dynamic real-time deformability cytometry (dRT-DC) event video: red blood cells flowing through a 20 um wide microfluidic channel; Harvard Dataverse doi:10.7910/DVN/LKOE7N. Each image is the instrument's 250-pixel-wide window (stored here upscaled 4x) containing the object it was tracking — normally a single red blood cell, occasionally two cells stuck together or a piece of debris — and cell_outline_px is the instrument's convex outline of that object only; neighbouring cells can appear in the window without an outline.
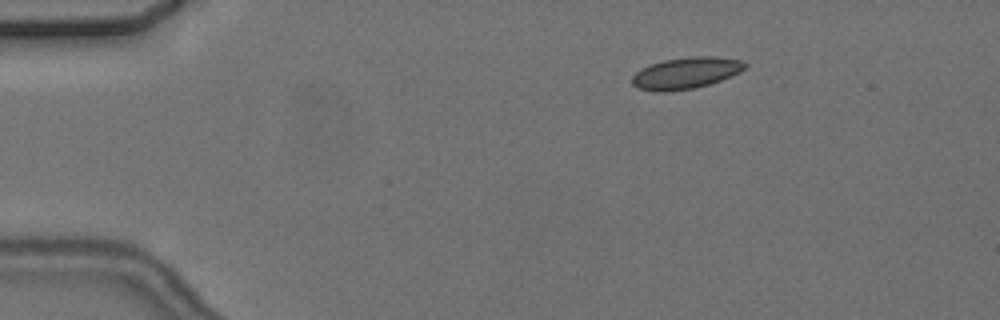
{"species": "common noctule bat (a hibernating species)", "species_latin": "Nyctalus noctula", "temperature_condition": "cold", "stored_images_in_passage": 5, "camera_frame_rate_fps": 3000, "um_per_image_px": 0.085, "animal": {"sex": "female", "body_mass_g": 24.6, "forearm_length_mm": 56.2}, "frame": {"image": 1, "passage_image": 3, "time_ms": 2.333, "image_size_px": [1000, 320], "cell_outline_px": [[748, 64], [740, 72], [720, 80], [708, 84], [692, 88], [664, 92], [656, 92], [640, 88], [632, 84], [632, 76], [636, 72], [652, 64], [664, 60], [692, 56], [716, 56], [740, 60]], "centroid_in_image_um": [58.31, 6.2], "position_along_channel_um": 26.7, "area_um2": 20.4}}